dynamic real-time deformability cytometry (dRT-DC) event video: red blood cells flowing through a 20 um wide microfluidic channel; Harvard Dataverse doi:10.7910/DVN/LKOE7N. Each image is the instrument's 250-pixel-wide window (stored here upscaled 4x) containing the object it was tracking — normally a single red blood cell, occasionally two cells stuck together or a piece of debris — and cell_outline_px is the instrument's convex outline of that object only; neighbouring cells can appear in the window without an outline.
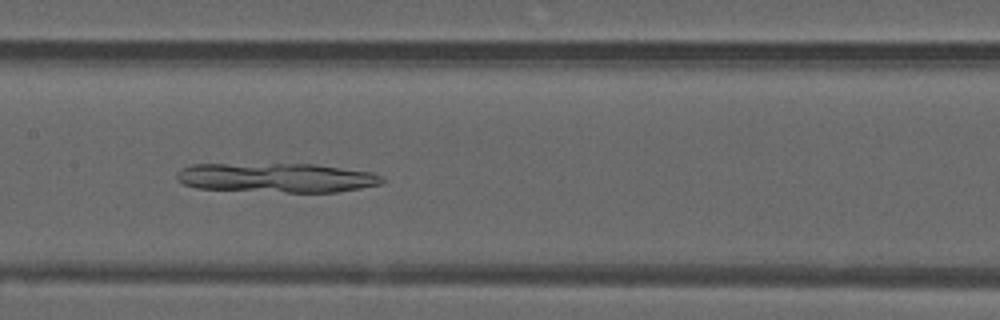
{"species": "common noctule bat (a hibernating species)", "species_latin": "Nyctalus noctula", "temperature_condition": "warm", "stored_images_in_passage": 51, "camera_frame_rate_fps": 3000, "um_per_image_px": 0.085, "animal": {"sex": "male", "forearm_length_mm": 52.5}, "frame": {"image": 1, "passage_image": 25, "time_ms": 8.0, "image_size_px": [1000, 320], "cell_outline_px": [[384, 184], [336, 192], [288, 192], [196, 188], [184, 184], [176, 180], [176, 172], [192, 164], [316, 164], [372, 172], [380, 176], [384, 180]], "centroid_in_image_um": [23.52, 15.1], "position_along_channel_um": 183.9, "area_um2": 35.2}}
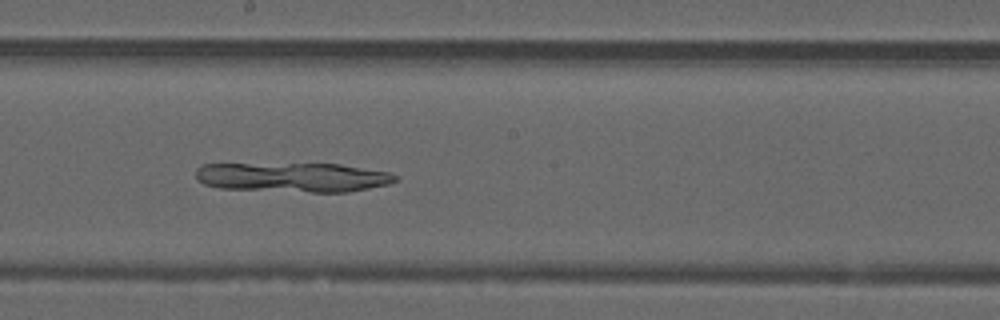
{"frame": {"image": 2, "passage_image": 28, "time_ms": 9.0, "image_size_px": [1000, 320], "cell_outline_px": [[400, 180], [388, 184], [348, 192], [312, 192], [220, 188], [204, 184], [196, 180], [196, 168], [204, 164], [340, 164], [388, 172], [396, 176]], "centroid_in_image_um": [24.89, 15.07], "position_along_channel_um": 223.3, "area_um2": 34.16}}
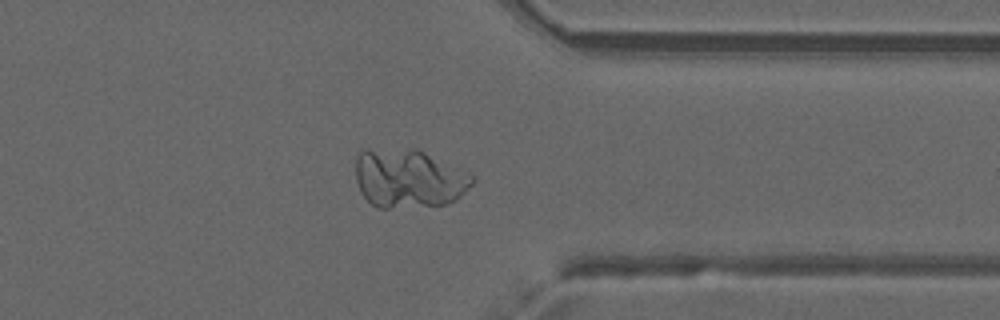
{"frame": {"image": 3, "passage_image": 40, "time_ms": 13.0, "image_size_px": [1000, 320], "cell_outline_px": [[476, 180], [456, 200], [448, 204], [388, 208], [376, 208], [360, 192], [356, 180], [356, 156], [364, 148], [416, 148], [472, 176]], "centroid_in_image_um": [34.67, 15.16], "position_along_channel_um": 376.7, "area_um2": 39.88}}